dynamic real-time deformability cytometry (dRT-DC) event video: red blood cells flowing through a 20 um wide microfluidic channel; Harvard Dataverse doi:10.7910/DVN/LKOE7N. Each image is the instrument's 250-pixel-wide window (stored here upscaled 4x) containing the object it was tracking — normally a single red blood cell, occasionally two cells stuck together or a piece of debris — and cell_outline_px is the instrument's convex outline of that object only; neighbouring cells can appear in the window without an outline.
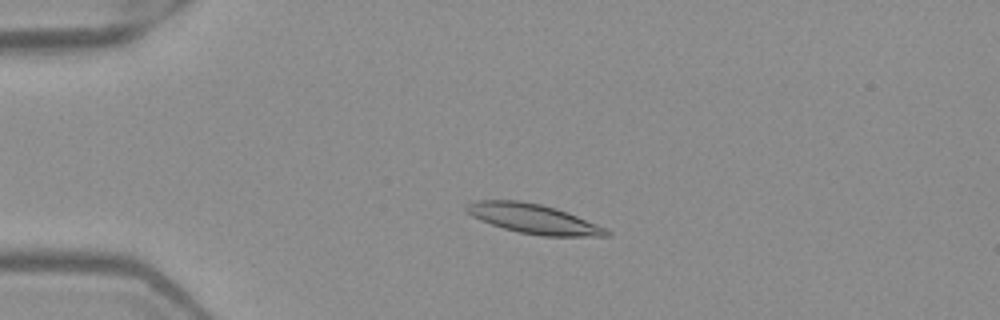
{"species": "Egyptian fruit bat (a non-hibernating species)", "species_latin": "Rousettus aegyptiacus", "temperature_condition": "warm", "stored_images_in_passage": 52, "camera_frame_rate_fps": 3000, "um_per_image_px": 0.085, "frame": {"image": 1, "passage_image": 13, "time_ms": 4.0, "image_size_px": [1000, 320], "cell_outline_px": [[612, 232], [608, 236], [540, 236], [520, 232], [504, 228], [480, 220], [472, 216], [464, 208], [464, 204], [476, 200], [516, 200], [540, 204], [556, 208], [608, 228]], "centroid_in_image_um": [45.35, 18.59], "position_along_channel_um": 39.6, "area_um2": 24.1}}
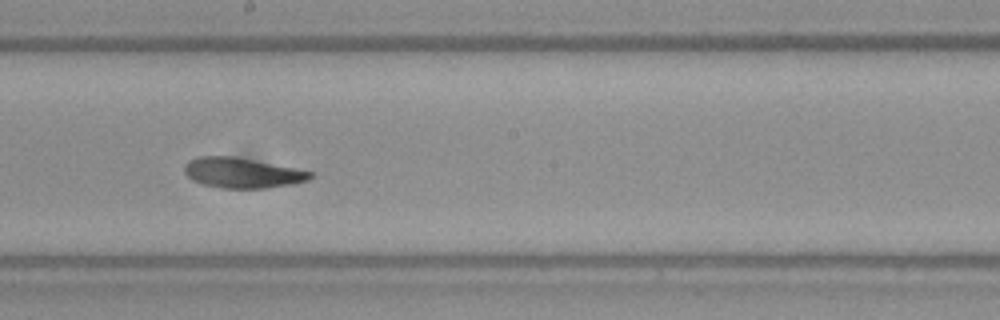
{"frame": {"image": 2, "passage_image": 30, "time_ms": 9.667, "image_size_px": [1000, 320], "cell_outline_px": [[312, 176], [308, 180], [292, 184], [268, 188], [220, 188], [204, 184], [192, 180], [184, 172], [184, 164], [188, 160], [196, 156], [232, 156], [296, 168], [312, 172]], "centroid_in_image_um": [20.55, 14.69], "position_along_channel_um": 227.6, "area_um2": 22.14}}
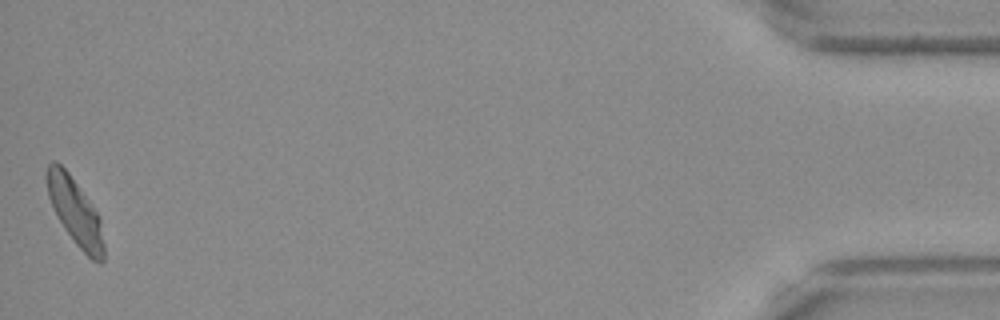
{"frame": {"image": 3, "passage_image": 52, "time_ms": 17.0, "image_size_px": [1000, 320], "cell_outline_px": [[104, 260], [100, 264], [92, 260], [76, 244], [64, 228], [48, 196], [44, 176], [44, 172], [48, 164], [52, 160], [56, 160], [68, 172], [100, 216], [104, 244]], "centroid_in_image_um": [6.38, 17.97], "position_along_channel_um": 428.8, "area_um2": 22.14}, "authors_computed_cell_mechanics": {"area_um2": 22.831, "velocity_mm_per_s": 3.957, "shape_relaxation_time_tau1_ms": 3.3155, "shape_relaxation_time_tau2_ms": 2.6699, "deformation_change_tau1": 0.1549, "deformation_change_tau2": 0.0962}}